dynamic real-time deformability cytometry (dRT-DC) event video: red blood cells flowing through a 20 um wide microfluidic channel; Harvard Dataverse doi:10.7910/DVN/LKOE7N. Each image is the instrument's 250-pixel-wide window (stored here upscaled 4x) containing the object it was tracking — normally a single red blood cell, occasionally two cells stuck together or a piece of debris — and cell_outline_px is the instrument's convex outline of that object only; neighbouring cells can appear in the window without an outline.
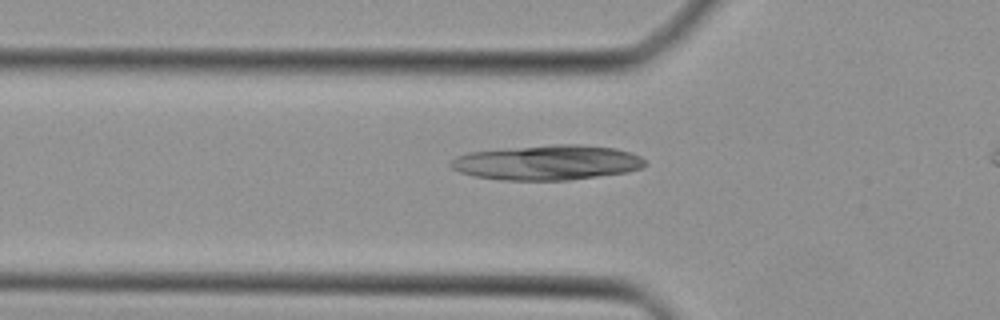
{"species": "Egyptian fruit bat (a non-hibernating species)", "species_latin": "Rousettus aegyptiacus", "temperature_condition": "cold", "stored_images_in_passage": 39, "camera_frame_rate_fps": 3000, "um_per_image_px": 0.085, "animal": {"sex": "female"}, "frame": {"image": 1, "passage_image": 15, "time_ms": 4.667, "image_size_px": [1000, 320], "cell_outline_px": [[648, 164], [640, 168], [628, 172], [568, 180], [500, 180], [476, 176], [460, 172], [452, 168], [448, 164], [456, 156], [468, 152], [508, 148], [556, 144], [580, 144], [616, 148], [632, 152], [640, 156]], "centroid_in_image_um": [46.54, 13.81], "position_along_channel_um": 79.3, "area_um2": 39.65}}
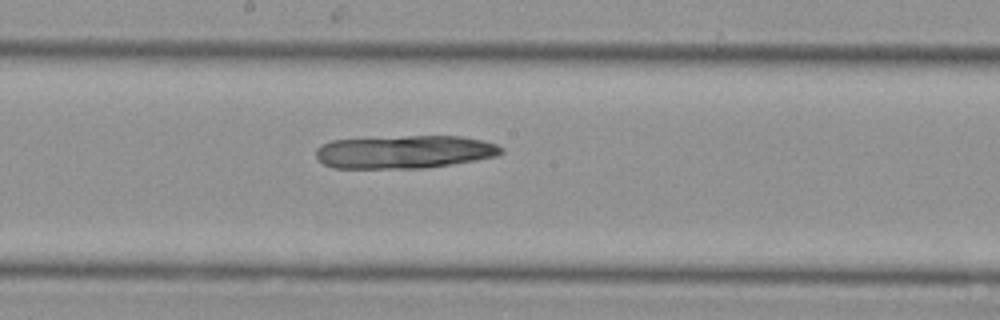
{"frame": {"image": 2, "passage_image": 24, "time_ms": 7.667, "image_size_px": [1000, 320], "cell_outline_px": [[504, 152], [496, 156], [476, 160], [424, 168], [332, 168], [324, 164], [316, 156], [316, 148], [320, 144], [332, 140], [404, 136], [460, 136], [484, 140], [496, 144], [504, 148]], "centroid_in_image_um": [34.39, 12.9], "position_along_channel_um": 213.8, "area_um2": 35.84}}
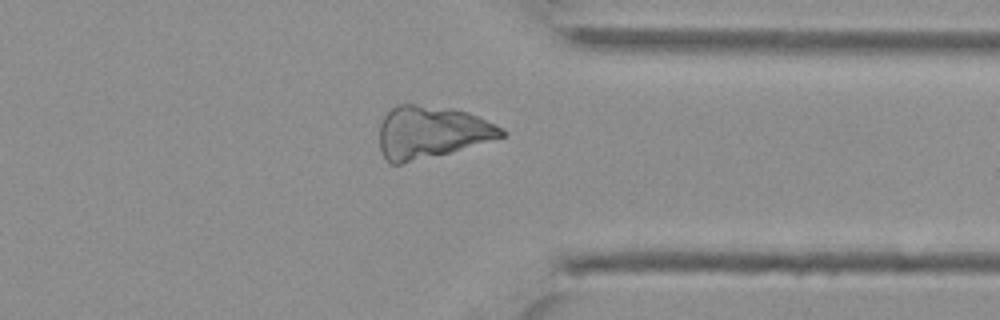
{"frame": {"image": 3, "passage_image": 35, "time_ms": 11.333, "image_size_px": [1000, 320], "cell_outline_px": [[508, 132], [504, 136], [448, 152], [400, 164], [388, 164], [380, 148], [380, 124], [384, 116], [396, 104], [412, 104], [452, 108], [468, 112], [504, 128]], "centroid_in_image_um": [36.65, 11.22], "position_along_channel_um": 374.8, "area_um2": 36.82}}